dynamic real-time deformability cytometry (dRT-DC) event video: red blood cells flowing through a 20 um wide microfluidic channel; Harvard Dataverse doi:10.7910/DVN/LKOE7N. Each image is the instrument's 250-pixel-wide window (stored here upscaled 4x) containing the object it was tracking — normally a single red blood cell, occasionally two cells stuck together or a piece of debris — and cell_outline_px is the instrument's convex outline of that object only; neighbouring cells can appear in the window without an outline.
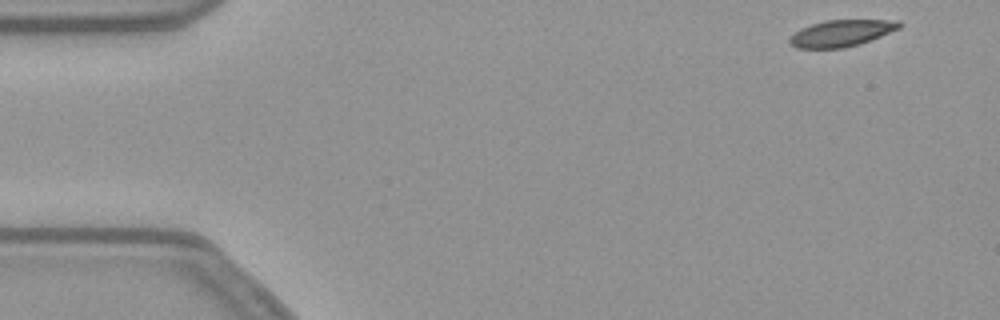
{"species": "common noctule bat (a hibernating species)", "species_latin": "Nyctalus noctula", "temperature_condition": "warm", "stored_images_in_passage": 47, "camera_frame_rate_fps": 3000, "um_per_image_px": 0.085, "animal": {"sex": "female", "body_mass_g": 21.9}, "frame": {"image": 1, "passage_image": 1, "time_ms": 0.0, "image_size_px": [1000, 320], "cell_outline_px": [[904, 24], [900, 28], [860, 44], [844, 48], [796, 48], [788, 40], [800, 28], [824, 20], [900, 20]], "centroid_in_image_um": [71.55, 2.81], "position_along_channel_um": 13.4, "area_um2": 16.94}}
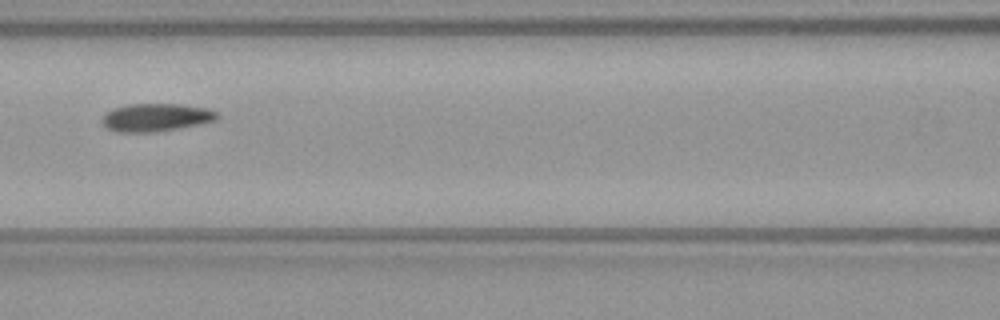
{"frame": {"image": 2, "passage_image": 21, "time_ms": 6.667, "image_size_px": [1000, 320], "cell_outline_px": [[220, 116], [216, 120], [200, 124], [152, 132], [116, 132], [104, 128], [100, 120], [104, 112], [128, 104], [180, 104], [208, 108], [216, 112]], "centroid_in_image_um": [13.21, 9.98], "position_along_channel_um": 153.4, "area_um2": 18.84}}
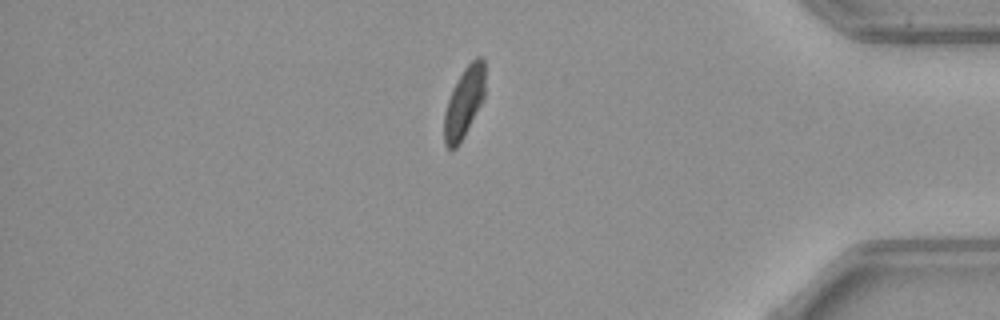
{"frame": {"image": 3, "passage_image": 43, "time_ms": 14.0, "image_size_px": [1000, 320], "cell_outline_px": [[484, 100], [456, 148], [448, 148], [444, 144], [444, 112], [452, 88], [464, 68], [476, 56], [484, 56]], "centroid_in_image_um": [39.45, 8.66], "position_along_channel_um": 395.7, "area_um2": 16.7}}